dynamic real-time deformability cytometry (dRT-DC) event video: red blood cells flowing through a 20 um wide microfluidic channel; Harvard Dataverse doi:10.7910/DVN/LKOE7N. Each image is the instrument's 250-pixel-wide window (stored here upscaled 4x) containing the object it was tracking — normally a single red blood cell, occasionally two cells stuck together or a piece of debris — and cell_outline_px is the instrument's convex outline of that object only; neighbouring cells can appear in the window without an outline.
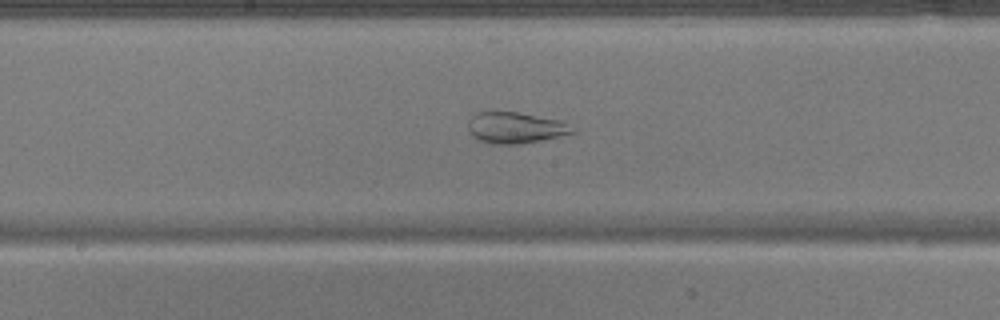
{"species": "common noctule bat (a hibernating species)", "species_latin": "Nyctalus noctula", "temperature_condition": "warm", "stored_images_in_passage": 50, "camera_frame_rate_fps": 3000, "um_per_image_px": 0.085, "animal": {"sex": "male", "body_mass_g": 17.9}, "frame": {"image": 1, "passage_image": 27, "time_ms": 8.667, "image_size_px": [1000, 320], "cell_outline_px": [[576, 132], [560, 136], [540, 140], [516, 144], [492, 144], [480, 140], [472, 136], [468, 128], [468, 120], [476, 112], [520, 112], [564, 120], [576, 128]], "centroid_in_image_um": [43.86, 10.84], "position_along_channel_um": 204.3, "area_um2": 19.19}}
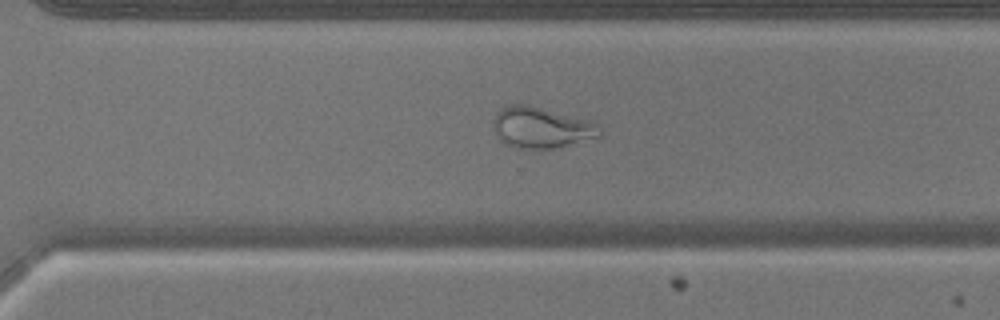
{"frame": {"image": 2, "passage_image": 36, "time_ms": 11.667, "image_size_px": [1000, 320], "cell_outline_px": [[604, 128], [600, 136], [556, 148], [516, 148], [504, 144], [500, 140], [492, 128], [492, 124], [496, 112], [500, 108], [508, 104], [524, 104], [596, 120]], "centroid_in_image_um": [46.05, 10.82], "position_along_channel_um": 324.6, "area_um2": 26.07}}
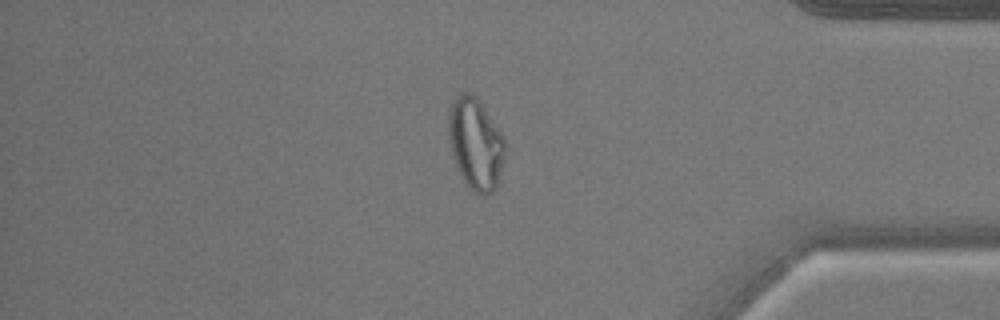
{"frame": {"image": 3, "passage_image": 43, "time_ms": 14.0, "image_size_px": [1000, 320], "cell_outline_px": [[508, 148], [496, 188], [492, 192], [484, 196], [476, 192], [464, 180], [456, 164], [448, 140], [448, 112], [452, 100], [456, 96], [464, 92], [468, 92], [476, 96], [480, 100], [504, 136], [508, 144]], "centroid_in_image_um": [40.46, 12.17], "position_along_channel_um": 394.7, "area_um2": 30.58}}